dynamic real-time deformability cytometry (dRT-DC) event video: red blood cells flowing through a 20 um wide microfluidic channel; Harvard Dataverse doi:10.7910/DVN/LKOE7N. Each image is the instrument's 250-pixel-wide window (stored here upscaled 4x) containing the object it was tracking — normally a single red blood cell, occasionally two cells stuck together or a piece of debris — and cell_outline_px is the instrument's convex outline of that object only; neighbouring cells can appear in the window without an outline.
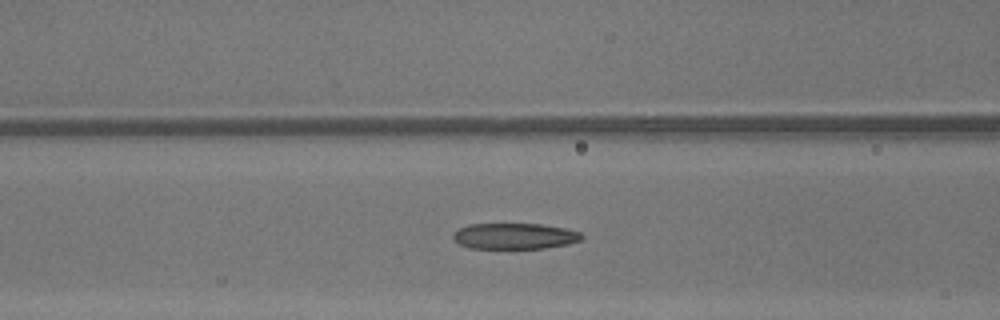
{"species": "common noctule bat (a hibernating species)", "species_latin": "Nyctalus noctula", "temperature_condition": "warm", "stored_images_in_passage": 43, "camera_frame_rate_fps": 3000, "um_per_image_px": 0.085, "animal": {"sex": "male", "body_mass_g": 13.3}, "frame": {"image": 1, "passage_image": 20, "time_ms": 6.333, "image_size_px": [1000, 320], "cell_outline_px": [[584, 236], [580, 240], [568, 244], [544, 248], [468, 248], [452, 240], [452, 232], [468, 224], [540, 224], [564, 228], [580, 232]], "centroid_in_image_um": [43.7, 20.07], "position_along_channel_um": 122.9, "area_um2": 19.48}}
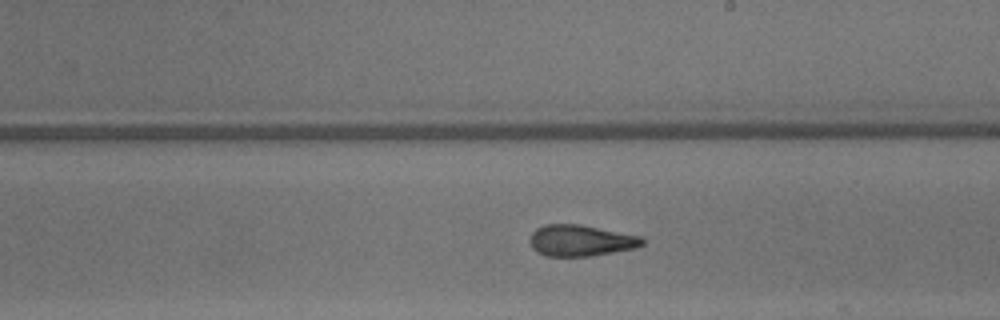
{"frame": {"image": 2, "passage_image": 28, "time_ms": 9.0, "image_size_px": [1000, 320], "cell_outline_px": [[644, 244], [636, 248], [588, 256], [548, 256], [536, 252], [532, 248], [532, 232], [536, 228], [544, 224], [580, 224], [644, 236]], "centroid_in_image_um": [49.41, 20.43], "position_along_channel_um": 239.6, "area_um2": 20.52}}
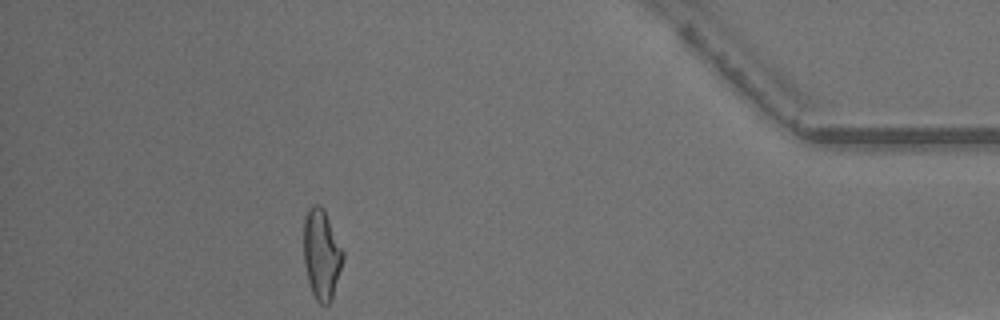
{"frame": {"image": 3, "passage_image": 43, "time_ms": 14.0, "image_size_px": [1000, 320], "cell_outline_px": [[344, 256], [332, 300], [328, 304], [320, 304], [316, 300], [312, 292], [308, 280], [304, 264], [304, 220], [308, 208], [312, 204], [320, 204], [324, 208], [344, 252]], "centroid_in_image_um": [27.33, 21.59], "position_along_channel_um": 407.9, "area_um2": 20.69}, "authors_computed_cell_mechanics": {"area_um2": 20.6924, "velocity_mm_per_s": 4.3752, "shape_relaxation_time_tau1_ms": 10.3502, "shape_relaxation_time_tau2_ms": 1.5363, "deformation_change_tau1": 0.3369, "deformation_change_tau2": 0.1065}}